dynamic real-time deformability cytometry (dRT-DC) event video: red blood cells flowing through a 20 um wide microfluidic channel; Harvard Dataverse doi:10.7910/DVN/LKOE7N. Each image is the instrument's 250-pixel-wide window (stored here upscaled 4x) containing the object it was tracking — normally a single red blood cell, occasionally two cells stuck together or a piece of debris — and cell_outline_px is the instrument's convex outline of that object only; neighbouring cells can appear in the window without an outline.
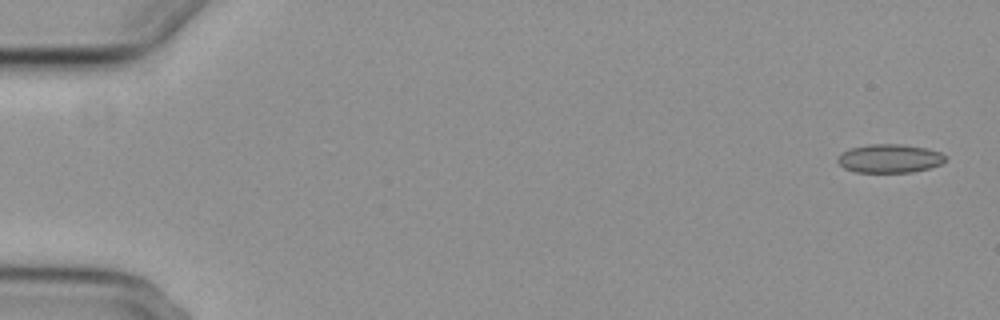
{"species": "common noctule bat (a hibernating species)", "species_latin": "Nyctalus noctula", "temperature_condition": "cold", "stored_images_in_passage": 6, "camera_frame_rate_fps": 3000, "um_per_image_px": 0.085, "animal": {"sex": "female", "body_mass_g": 29.2, "forearm_length_mm": 56.3}, "frame": {"image": 1, "passage_image": 1, "time_ms": 0.0, "image_size_px": [1000, 320], "cell_outline_px": [[948, 156], [940, 164], [928, 168], [912, 172], [856, 172], [844, 168], [836, 160], [836, 156], [840, 152], [852, 148], [868, 144], [904, 144], [928, 148], [940, 152]], "centroid_in_image_um": [75.6, 13.46], "position_along_channel_um": 9.4, "area_um2": 18.09}}
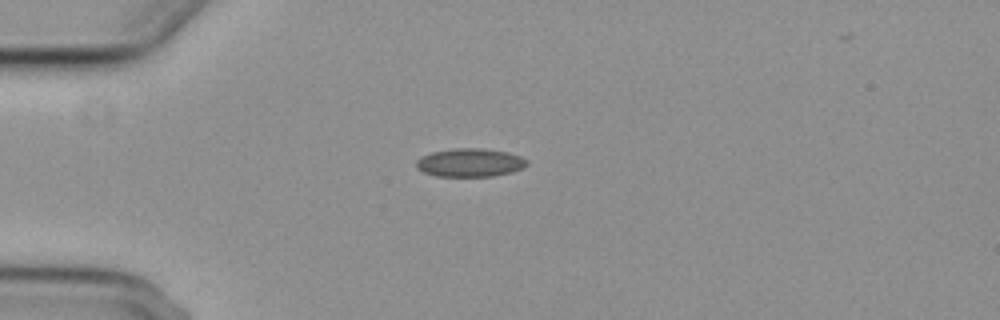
{"frame": {"image": 2, "passage_image": 4, "time_ms": 4.333, "image_size_px": [1000, 320], "cell_outline_px": [[528, 164], [524, 168], [512, 172], [492, 176], [436, 176], [424, 172], [416, 168], [416, 160], [420, 156], [432, 152], [452, 148], [484, 148], [508, 152], [520, 156], [528, 160]], "centroid_in_image_um": [39.95, 13.81], "position_along_channel_um": 45.0, "area_um2": 18.5}}
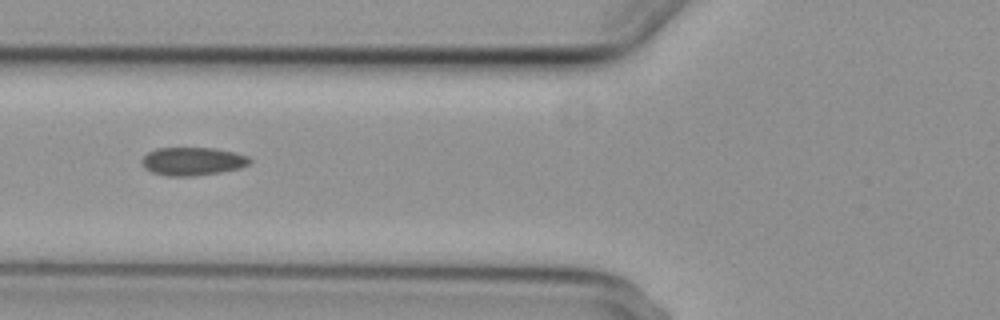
{"frame": {"image": 3, "passage_image": 6, "time_ms": 6.667, "image_size_px": [1000, 320], "cell_outline_px": [[252, 160], [248, 164], [240, 168], [220, 172], [196, 176], [168, 176], [152, 172], [144, 168], [140, 160], [148, 152], [156, 148], [216, 148], [236, 152], [248, 156]], "centroid_in_image_um": [16.37, 13.71], "position_along_channel_um": 109.4, "area_um2": 17.86}}